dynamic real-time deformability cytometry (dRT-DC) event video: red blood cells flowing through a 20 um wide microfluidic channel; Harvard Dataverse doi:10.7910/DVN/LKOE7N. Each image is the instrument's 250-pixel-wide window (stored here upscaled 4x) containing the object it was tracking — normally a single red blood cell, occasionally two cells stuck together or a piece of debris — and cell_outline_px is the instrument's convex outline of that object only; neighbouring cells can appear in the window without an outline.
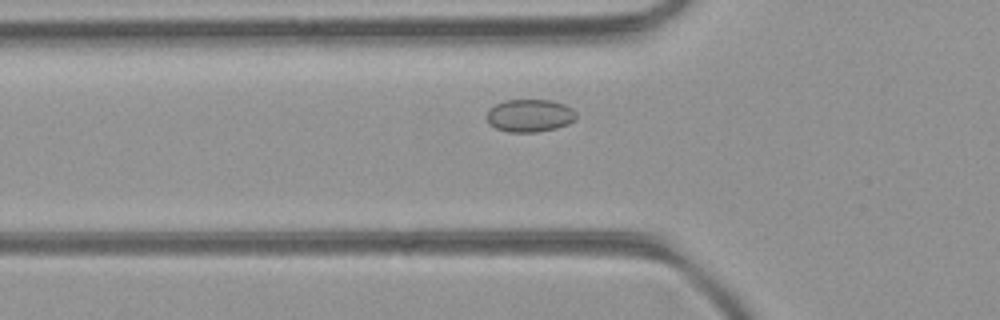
{"species": "common noctule bat (a hibernating species)", "species_latin": "Nyctalus noctula", "temperature_condition": "room temperature", "stored_images_in_passage": 42, "camera_frame_rate_fps": 3000, "um_per_image_px": 0.085, "animal": {"sex": "female", "body_mass_g": 21.9}, "frame": {"image": 1, "passage_image": 8, "time_ms": 2.333, "image_size_px": [1000, 320], "cell_outline_px": [[576, 120], [568, 124], [556, 128], [536, 132], [508, 132], [496, 128], [488, 124], [484, 116], [488, 108], [504, 100], [552, 100], [564, 104], [572, 108], [576, 112]], "centroid_in_image_um": [44.99, 9.82], "position_along_channel_um": 80.8, "area_um2": 17.4}}
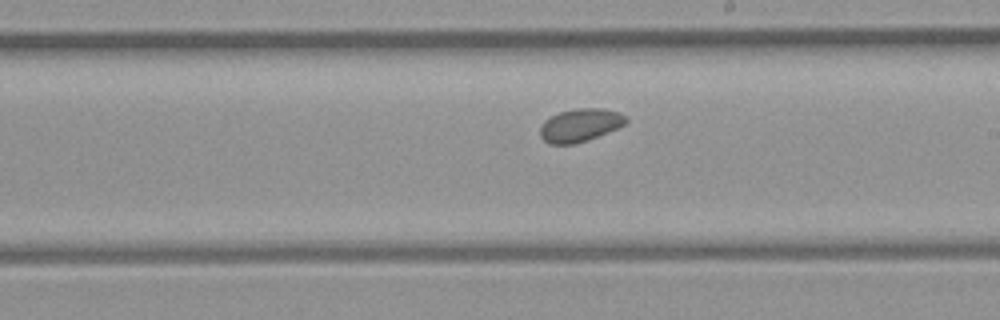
{"frame": {"image": 2, "passage_image": 20, "time_ms": 6.333, "image_size_px": [1000, 320], "cell_outline_px": [[628, 120], [624, 124], [616, 128], [588, 140], [576, 144], [548, 144], [540, 136], [540, 124], [544, 120], [560, 112], [580, 108], [604, 108], [620, 112], [628, 116]], "centroid_in_image_um": [49.31, 10.64], "position_along_channel_um": 239.7, "area_um2": 16.59}}
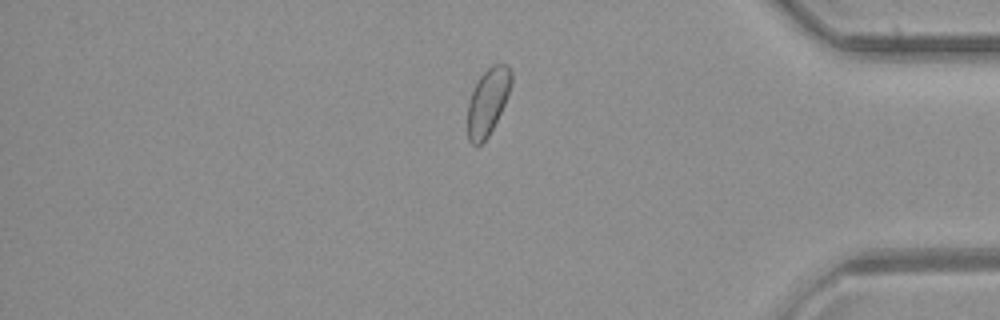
{"frame": {"image": 3, "passage_image": 34, "time_ms": 11.0, "image_size_px": [1000, 320], "cell_outline_px": [[512, 84], [504, 104], [488, 136], [476, 148], [468, 140], [468, 104], [472, 92], [480, 76], [492, 64], [508, 64], [512, 72]], "centroid_in_image_um": [41.47, 8.63], "position_along_channel_um": 393.7, "area_um2": 16.82}, "authors_computed_cell_mechanics": {"area_um2": 16.8487, "velocity_mm_per_s": 3.9673, "shape_relaxation_time_tau1_ms": null, "shape_relaxation_time_tau2_ms": 6.9706, "deformation_change_tau1": null, "deformation_change_tau2": 0.0753}}